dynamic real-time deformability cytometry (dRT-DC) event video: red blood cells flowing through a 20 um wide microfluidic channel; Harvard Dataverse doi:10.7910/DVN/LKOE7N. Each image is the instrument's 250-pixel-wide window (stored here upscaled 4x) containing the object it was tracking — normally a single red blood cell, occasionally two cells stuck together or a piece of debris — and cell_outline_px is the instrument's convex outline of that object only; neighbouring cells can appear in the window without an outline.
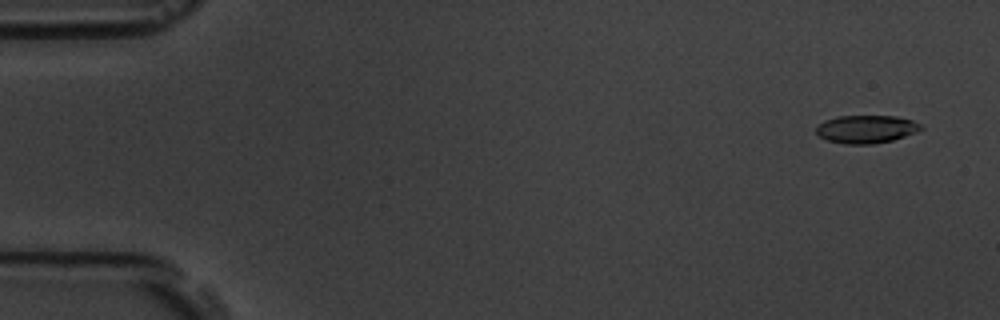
{"species": "common noctule bat (a hibernating species)", "species_latin": "Nyctalus noctula", "temperature_condition": "room temperature", "stored_images_in_passage": 5, "camera_frame_rate_fps": 3000, "um_per_image_px": 0.085, "animal": {"sex": "male", "body_mass_g": 19.5, "forearm_length_mm": 54.6}, "frame": {"image": 1, "passage_image": 1, "time_ms": 0.0, "image_size_px": [1000, 320], "cell_outline_px": [[924, 128], [916, 132], [892, 140], [872, 144], [844, 144], [828, 140], [820, 136], [816, 132], [816, 128], [824, 120], [840, 116], [896, 116], [912, 120], [920, 124]], "centroid_in_image_um": [73.64, 10.97], "position_along_channel_um": 11.4, "area_um2": 16.94}}
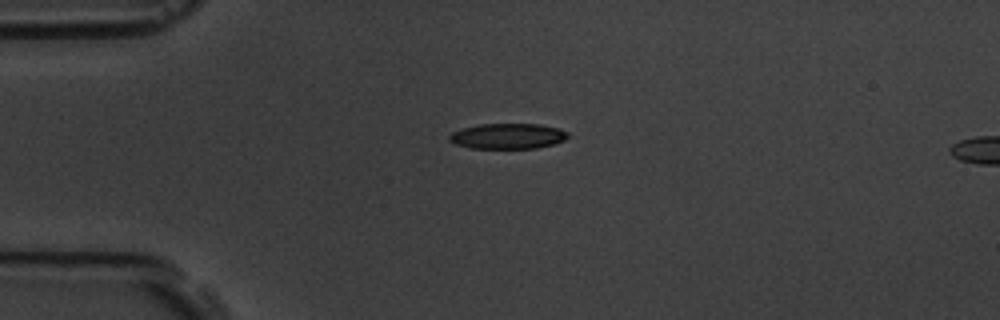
{"frame": {"image": 2, "passage_image": 4, "time_ms": 3.667, "image_size_px": [1000, 320], "cell_outline_px": [[572, 136], [564, 140], [552, 144], [536, 148], [472, 148], [456, 144], [448, 140], [448, 136], [452, 132], [464, 128], [480, 124], [540, 124], [560, 128], [568, 132]], "centroid_in_image_um": [43.2, 11.56], "position_along_channel_um": 41.8, "area_um2": 17.63}}